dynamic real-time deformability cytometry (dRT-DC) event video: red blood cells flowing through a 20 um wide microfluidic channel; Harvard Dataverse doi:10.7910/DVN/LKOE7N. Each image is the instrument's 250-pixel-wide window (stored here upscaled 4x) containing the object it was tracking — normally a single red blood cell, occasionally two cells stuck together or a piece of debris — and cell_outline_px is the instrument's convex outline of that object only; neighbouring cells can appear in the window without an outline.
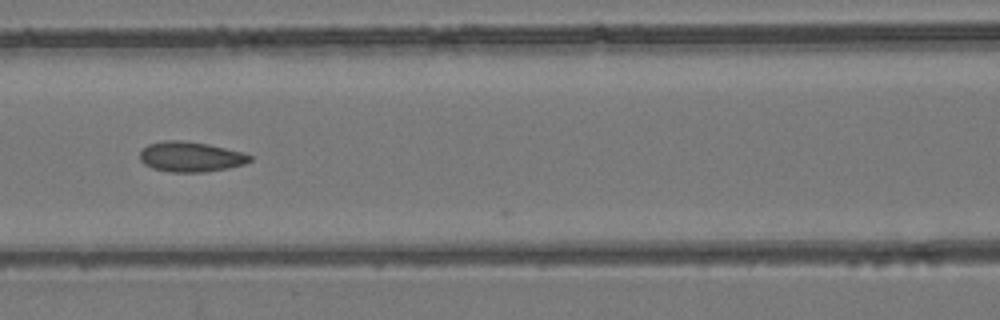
{"species": "common noctule bat (a hibernating species)", "species_latin": "Nyctalus noctula", "temperature_condition": "room temperature", "stored_images_in_passage": 9, "camera_frame_rate_fps": 3000, "um_per_image_px": 0.085, "animal": {"sex": "female", "body_mass_g": 24.6, "forearm_length_mm": 56.2}, "frame": {"image": 1, "passage_image": 6, "time_ms": 1.667, "image_size_px": [1000, 320], "cell_outline_px": [[252, 160], [244, 164], [228, 168], [204, 172], [172, 172], [152, 168], [144, 164], [140, 160], [140, 152], [148, 144], [164, 140], [184, 140], [208, 144], [244, 152], [252, 156]], "centroid_in_image_um": [16.21, 13.32], "position_along_channel_um": 150.4, "area_um2": 19.42}}
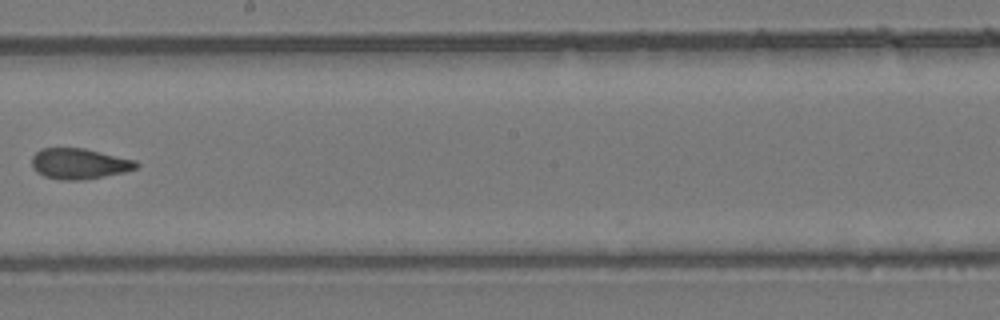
{"frame": {"image": 2, "passage_image": 8, "time_ms": 2.333, "image_size_px": [1000, 320], "cell_outline_px": [[140, 164], [136, 168], [124, 172], [84, 180], [60, 180], [44, 176], [36, 172], [32, 168], [32, 156], [40, 148], [84, 148], [136, 160]], "centroid_in_image_um": [6.72, 13.91], "position_along_channel_um": 241.5, "area_um2": 18.79}}
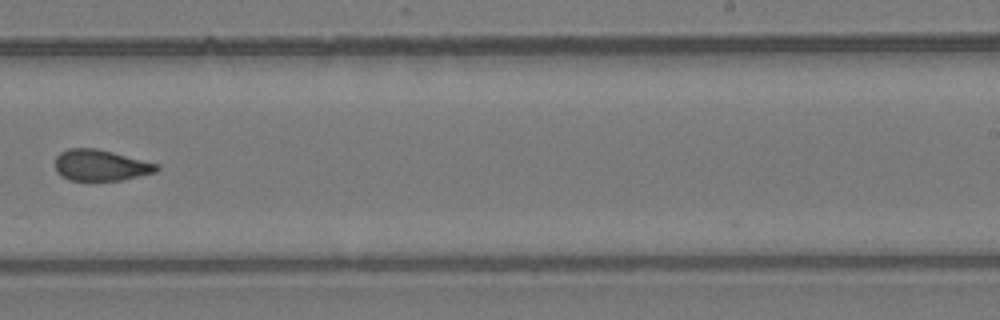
{"frame": {"image": 3, "passage_image": 9, "time_ms": 2.667, "image_size_px": [1000, 320], "cell_outline_px": [[160, 168], [156, 172], [120, 180], [68, 180], [56, 172], [56, 156], [60, 152], [68, 148], [96, 148], [160, 164]], "centroid_in_image_um": [8.56, 14.04], "position_along_channel_um": 280.4, "area_um2": 18.38}}